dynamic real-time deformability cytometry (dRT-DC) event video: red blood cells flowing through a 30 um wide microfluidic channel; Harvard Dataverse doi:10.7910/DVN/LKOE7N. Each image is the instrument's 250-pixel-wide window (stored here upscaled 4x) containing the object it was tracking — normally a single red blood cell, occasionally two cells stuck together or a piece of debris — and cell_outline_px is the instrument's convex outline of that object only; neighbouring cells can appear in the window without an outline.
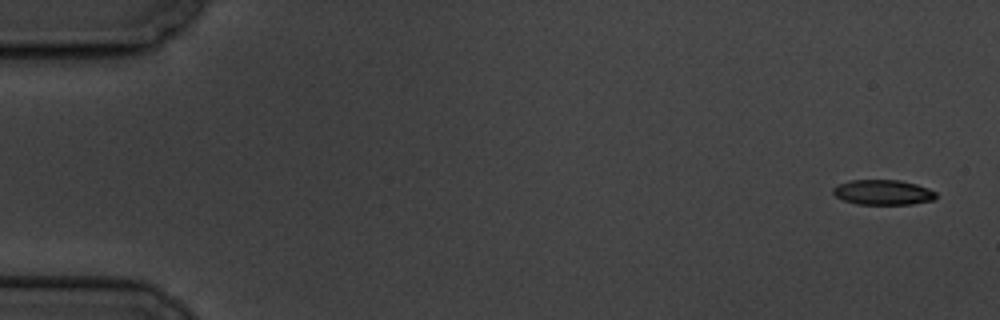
{"species": "common noctule bat (a hibernating species)", "species_latin": "Nyctalus noctula", "temperature_condition": "cold", "stored_images_in_passage": 6, "segment_of_instrument_passage": [1, 2], "camera_frame_rate_fps": 3000, "um_per_image_px": 0.085, "animal": {"sex": "male", "body_mass_g": 19.5, "forearm_length_mm": 54.6}, "frame": {"image": 1, "passage_image": 1, "time_ms": 0.0, "image_size_px": [1000, 320], "cell_outline_px": [[936, 196], [932, 200], [912, 204], [856, 204], [844, 200], [836, 196], [832, 192], [832, 188], [840, 184], [852, 180], [900, 180], [916, 184], [928, 188], [936, 192]], "centroid_in_image_um": [75.05, 16.35], "position_along_channel_um": 9.9, "area_um2": 14.91}}
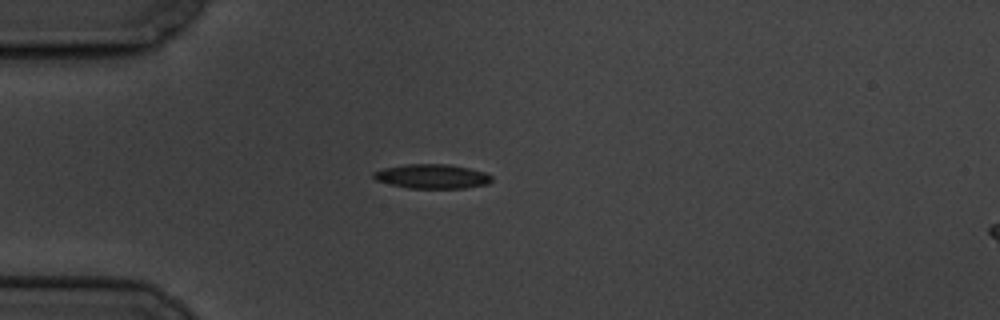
{"frame": {"image": 2, "passage_image": 5, "time_ms": 4.667, "image_size_px": [1000, 320], "cell_outline_px": [[492, 180], [488, 184], [464, 188], [408, 188], [376, 180], [372, 176], [372, 172], [384, 168], [408, 164], [448, 164], [468, 168], [484, 172], [492, 176]], "centroid_in_image_um": [36.73, 14.99], "position_along_channel_um": 48.3, "area_um2": 16.65}}